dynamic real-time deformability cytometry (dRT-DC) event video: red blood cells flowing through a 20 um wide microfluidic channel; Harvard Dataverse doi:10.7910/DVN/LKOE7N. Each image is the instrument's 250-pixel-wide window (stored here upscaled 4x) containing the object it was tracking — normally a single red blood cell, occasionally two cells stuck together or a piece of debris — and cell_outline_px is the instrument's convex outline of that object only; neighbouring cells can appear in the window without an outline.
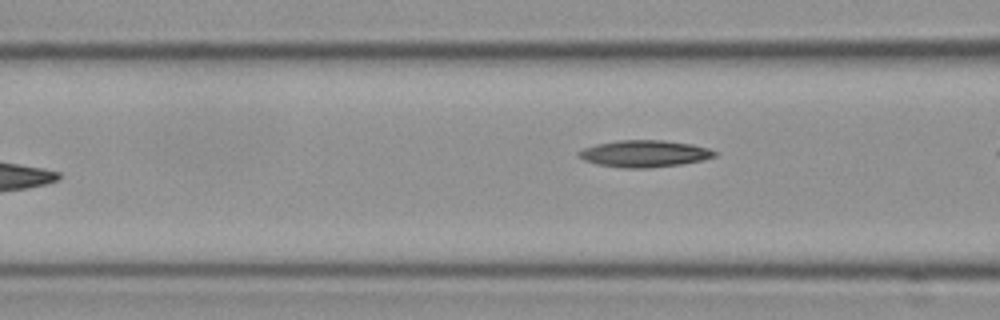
{"species": "Egyptian fruit bat (a non-hibernating species)", "species_latin": "Rousettus aegyptiacus", "temperature_condition": "cold", "stored_images_in_passage": 7, "camera_frame_rate_fps": 3000, "um_per_image_px": 0.085, "frame": {"image": 1, "passage_image": 7, "time_ms": 2.0, "image_size_px": [1000, 320], "cell_outline_px": [[720, 152], [716, 156], [704, 160], [680, 164], [648, 168], [624, 168], [596, 164], [584, 160], [576, 152], [580, 148], [596, 144], [616, 140], [664, 140], [692, 144], [708, 148]], "centroid_in_image_um": [54.78, 13.05], "position_along_channel_um": 111.8, "area_um2": 21.5}}